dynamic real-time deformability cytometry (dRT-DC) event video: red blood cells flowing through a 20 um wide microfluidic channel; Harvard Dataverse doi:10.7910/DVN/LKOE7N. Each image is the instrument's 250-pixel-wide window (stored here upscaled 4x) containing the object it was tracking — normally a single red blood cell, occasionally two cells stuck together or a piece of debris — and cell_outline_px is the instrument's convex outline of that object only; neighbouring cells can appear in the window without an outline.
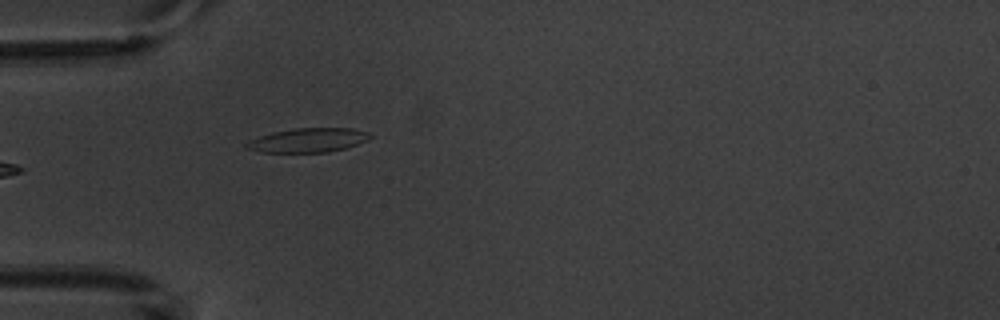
{"species": "common noctule bat (a hibernating species)", "species_latin": "Nyctalus noctula", "temperature_condition": "warm", "stored_images_in_passage": 5, "camera_frame_rate_fps": 3000, "um_per_image_px": 0.085, "animal": {"sex": "male", "body_mass_g": 20.1, "forearm_length_mm": 53.5}, "frame": {"image": 1, "passage_image": 5, "time_ms": 4.667, "image_size_px": [1000, 320], "cell_outline_px": [[372, 136], [368, 140], [344, 148], [328, 152], [260, 152], [244, 148], [244, 144], [248, 140], [272, 132], [296, 128], [352, 128], [368, 132]], "centroid_in_image_um": [26.14, 11.91], "position_along_channel_um": 58.9, "area_um2": 17.4}}